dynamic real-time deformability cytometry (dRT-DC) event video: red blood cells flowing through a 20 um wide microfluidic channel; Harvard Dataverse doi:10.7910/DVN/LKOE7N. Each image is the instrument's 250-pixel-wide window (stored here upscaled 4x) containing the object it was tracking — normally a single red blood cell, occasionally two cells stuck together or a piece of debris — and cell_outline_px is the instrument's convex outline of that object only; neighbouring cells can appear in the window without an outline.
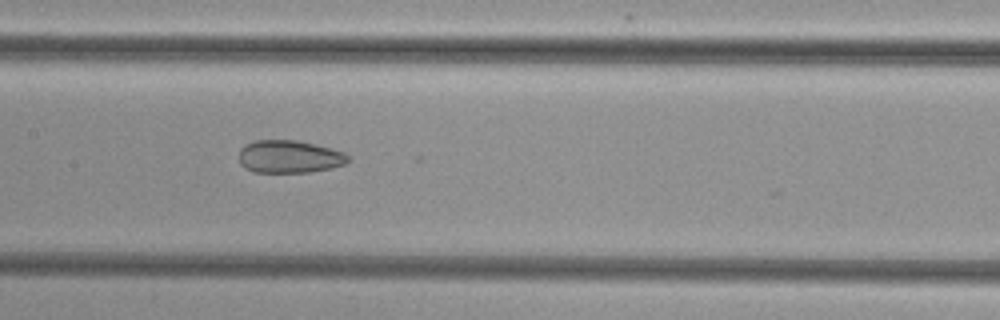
{"species": "common noctule bat (a hibernating species)", "species_latin": "Nyctalus noctula", "temperature_condition": "cold", "stored_images_in_passage": 47, "segment_of_instrument_passage": [2, 2], "camera_frame_rate_fps": 3000, "um_per_image_px": 0.085, "animal": {"sex": "female", "body_mass_g": 29.2, "forearm_length_mm": 56.3}, "frame": {"image": 1, "passage_image": 26, "time_ms": 8.333, "image_size_px": [1000, 320], "cell_outline_px": [[348, 160], [344, 164], [332, 168], [308, 172], [252, 172], [244, 168], [240, 164], [240, 148], [256, 140], [296, 140], [316, 144], [332, 148], [344, 152], [348, 156]], "centroid_in_image_um": [24.59, 13.32], "position_along_channel_um": 182.8, "area_um2": 20.81}}
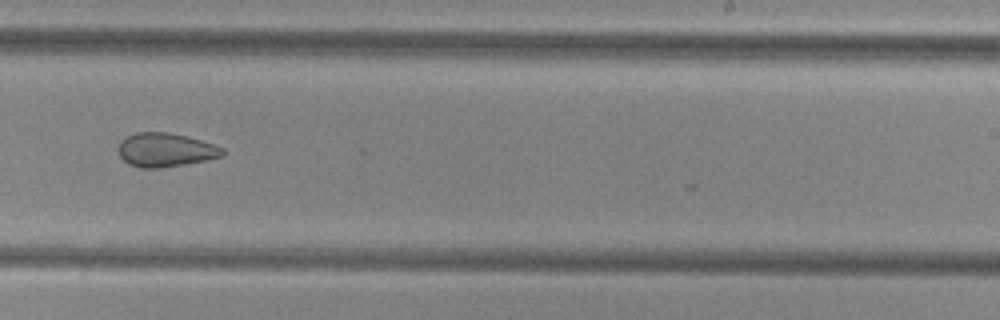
{"frame": {"image": 2, "passage_image": 33, "time_ms": 10.667, "image_size_px": [1000, 320], "cell_outline_px": [[228, 152], [224, 156], [184, 164], [160, 168], [140, 168], [128, 164], [120, 156], [120, 140], [136, 132], [168, 132], [200, 140], [224, 148]], "centroid_in_image_um": [14.09, 12.75], "position_along_channel_um": 274.9, "area_um2": 20.4}}
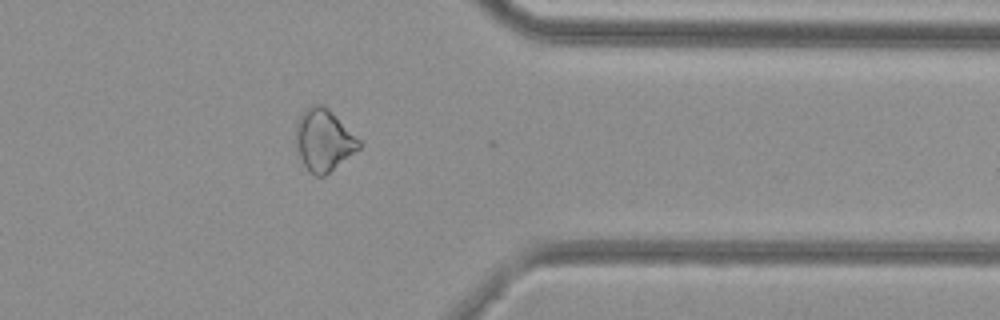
{"frame": {"image": 3, "passage_image": 42, "time_ms": 13.667, "image_size_px": [1000, 320], "cell_outline_px": [[360, 148], [324, 176], [316, 176], [304, 164], [296, 148], [296, 120], [312, 104], [324, 104], [360, 140]], "centroid_in_image_um": [27.51, 11.89], "position_along_channel_um": 383.9, "area_um2": 22.37}}